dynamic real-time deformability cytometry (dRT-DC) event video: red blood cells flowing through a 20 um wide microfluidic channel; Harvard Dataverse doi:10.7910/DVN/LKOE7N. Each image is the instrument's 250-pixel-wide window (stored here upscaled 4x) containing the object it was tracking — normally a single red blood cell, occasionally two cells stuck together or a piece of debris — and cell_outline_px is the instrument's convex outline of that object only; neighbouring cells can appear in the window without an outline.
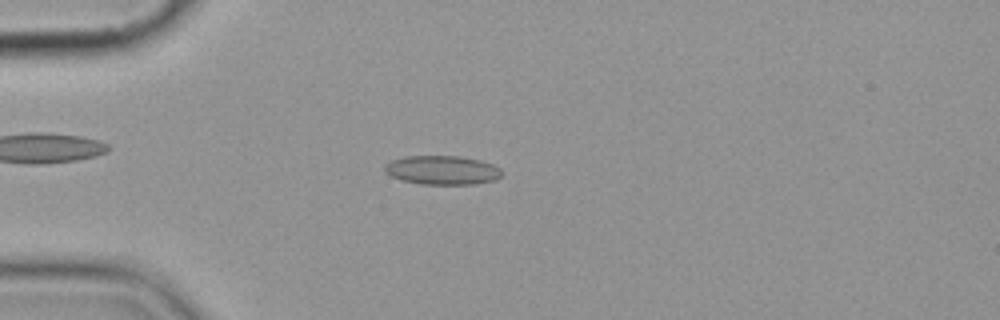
{"species": "common noctule bat (a hibernating species)", "species_latin": "Nyctalus noctula", "temperature_condition": "cold", "stored_images_in_passage": 5, "camera_frame_rate_fps": 3000, "um_per_image_px": 0.085, "animal": {"sex": "female", "body_mass_g": 19.9}, "frame": {"image": 1, "passage_image": 4, "time_ms": 3.333, "image_size_px": [1000, 320], "cell_outline_px": [[504, 172], [496, 180], [476, 184], [420, 184], [400, 180], [384, 172], [384, 164], [392, 160], [404, 156], [456, 156], [480, 160], [492, 164], [500, 168]], "centroid_in_image_um": [37.58, 14.46], "position_along_channel_um": 47.4, "area_um2": 19.94}}